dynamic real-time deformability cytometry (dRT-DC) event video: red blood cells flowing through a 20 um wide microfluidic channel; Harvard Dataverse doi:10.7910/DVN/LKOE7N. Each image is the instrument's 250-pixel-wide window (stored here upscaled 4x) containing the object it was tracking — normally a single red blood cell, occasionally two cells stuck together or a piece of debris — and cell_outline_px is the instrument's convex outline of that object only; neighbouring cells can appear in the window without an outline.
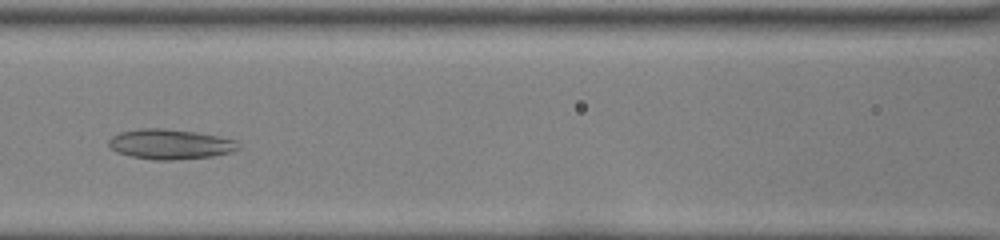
{"species": "common noctule bat (a hibernating species)", "species_latin": "Nyctalus noctula", "temperature_condition": "room temperature", "stored_images_in_passage": 32, "camera_frame_rate_fps": 3000, "um_per_image_px": 0.085, "animal": {"sex": "female", "body_mass_g": 22.0, "forearm_length_mm": 56.7}, "frame": {"image": 1, "passage_image": 7, "time_ms": 2.0, "image_size_px": [1000, 240], "cell_outline_px": [[240, 148], [232, 152], [212, 156], [172, 160], [152, 160], [132, 156], [116, 152], [108, 144], [108, 140], [112, 136], [120, 132], [140, 128], [164, 128], [196, 132], [236, 140], [240, 144]], "centroid_in_image_um": [14.46, 12.25], "position_along_channel_um": 152.1, "area_um2": 22.72}}
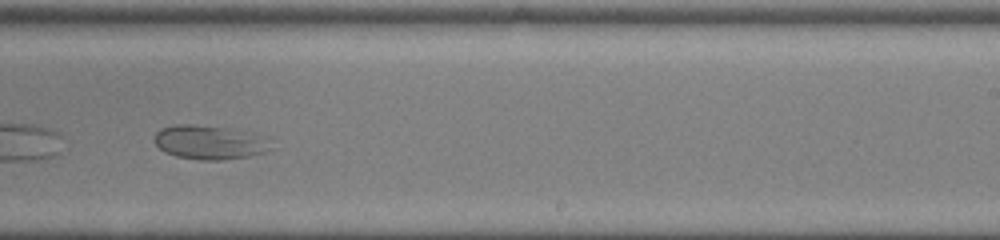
{"frame": {"image": 2, "passage_image": 16, "time_ms": 5.0, "image_size_px": [1000, 240], "cell_outline_px": [[264, 152], [252, 156], [224, 160], [200, 160], [176, 156], [164, 152], [152, 140], [156, 132], [160, 128], [176, 124], [188, 124], [228, 128], [252, 132], [260, 136]], "centroid_in_image_um": [17.64, 12.09], "position_along_channel_um": 271.4, "area_um2": 22.6}}
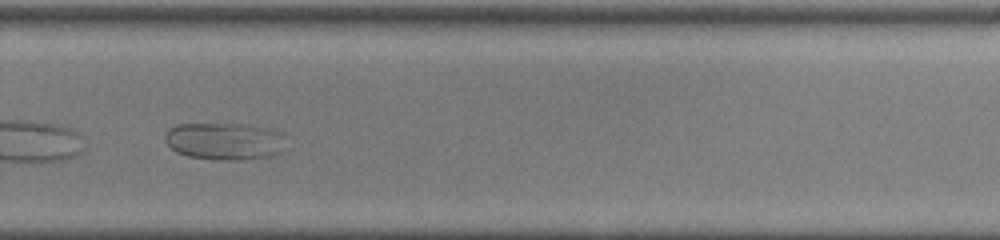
{"frame": {"image": 3, "passage_image": 19, "time_ms": 6.0, "image_size_px": [1000, 240], "cell_outline_px": [[280, 152], [272, 156], [240, 160], [216, 160], [188, 156], [176, 152], [164, 140], [164, 136], [168, 128], [176, 124], [244, 124], [280, 132]], "centroid_in_image_um": [18.97, 12.01], "position_along_channel_um": 310.8, "area_um2": 25.84}}